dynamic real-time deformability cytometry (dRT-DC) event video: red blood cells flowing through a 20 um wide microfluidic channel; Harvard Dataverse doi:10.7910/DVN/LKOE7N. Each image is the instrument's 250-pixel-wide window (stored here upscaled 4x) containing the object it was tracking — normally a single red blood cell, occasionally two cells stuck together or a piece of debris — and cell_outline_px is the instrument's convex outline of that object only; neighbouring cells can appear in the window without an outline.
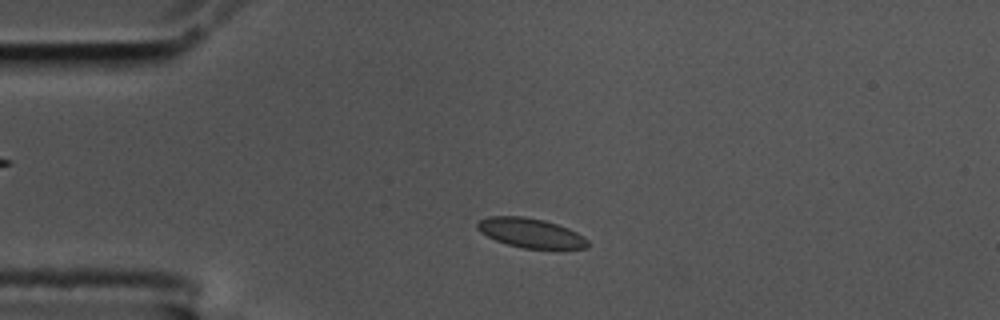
{"species": "common noctule bat (a hibernating species)", "species_latin": "Nyctalus noctula", "temperature_condition": "cold", "stored_images_in_passage": 48, "camera_frame_rate_fps": 3000, "um_per_image_px": 0.085, "animal": {"sex": "male", "body_mass_g": 17.5, "forearm_length_mm": 52.3}, "frame": {"image": 1, "passage_image": 3, "time_ms": 0.667, "image_size_px": [1000, 320], "cell_outline_px": [[588, 248], [524, 248], [508, 244], [496, 240], [480, 232], [476, 228], [476, 224], [480, 220], [488, 216], [524, 216], [544, 220], [568, 228], [584, 236], [588, 240]], "centroid_in_image_um": [45.09, 19.79], "position_along_channel_um": 39.9, "area_um2": 18.79}}
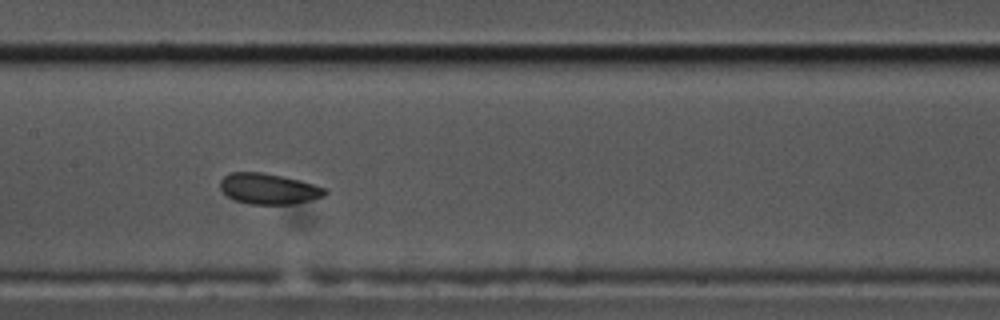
{"frame": {"image": 2, "passage_image": 18, "time_ms": 5.667, "image_size_px": [1000, 320], "cell_outline_px": [[328, 192], [324, 196], [312, 200], [292, 204], [248, 204], [236, 200], [228, 196], [220, 188], [220, 180], [224, 176], [232, 172], [264, 172], [300, 180], [324, 188]], "centroid_in_image_um": [22.83, 16.04], "position_along_channel_um": 184.6, "area_um2": 18.73}}
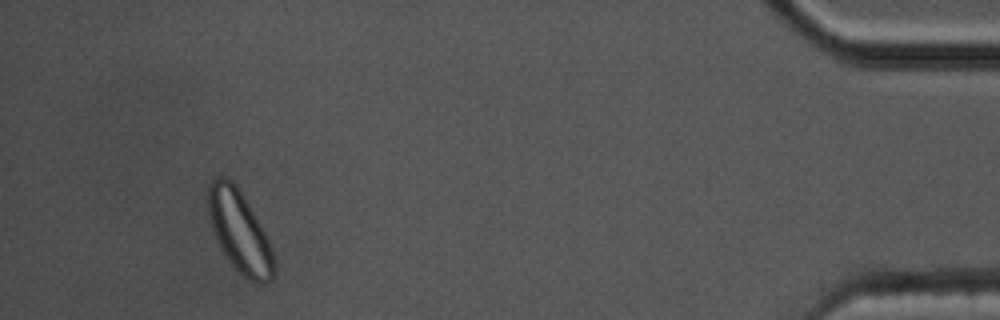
{"frame": {"image": 3, "passage_image": 44, "time_ms": 14.333, "image_size_px": [1000, 320], "cell_outline_px": [[276, 268], [272, 280], [264, 284], [256, 284], [248, 280], [232, 264], [220, 248], [216, 240], [212, 228], [208, 212], [208, 184], [216, 176], [224, 176], [232, 180], [236, 184], [260, 224], [268, 240], [276, 264]], "centroid_in_image_um": [20.36, 19.69], "position_along_channel_um": 414.8, "area_um2": 31.27}, "authors_computed_cell_mechanics": {"area_um2": 19.1896, "velocity_mm_per_s": 3.4296, "shape_relaxation_time_tau1_ms": 2.1426, "shape_relaxation_time_tau2_ms": null, "deformation_change_tau1": 0.0398, "deformation_change_tau2": null}}